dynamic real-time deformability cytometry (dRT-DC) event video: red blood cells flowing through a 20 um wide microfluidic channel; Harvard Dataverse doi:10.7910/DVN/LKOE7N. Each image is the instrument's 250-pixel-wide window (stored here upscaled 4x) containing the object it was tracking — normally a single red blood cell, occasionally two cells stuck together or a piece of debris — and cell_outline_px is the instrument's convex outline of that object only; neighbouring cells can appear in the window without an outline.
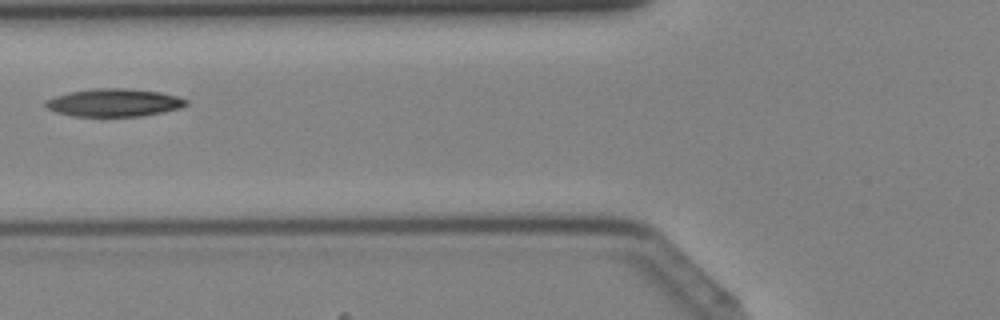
{"species": "Egyptian fruit bat (a non-hibernating species)", "species_latin": "Rousettus aegyptiacus", "temperature_condition": "cold", "stored_images_in_passage": 29, "camera_frame_rate_fps": 3000, "um_per_image_px": 0.085, "animal": {"sex": "female"}, "frame": {"image": 1, "passage_image": 4, "time_ms": 1.0, "image_size_px": [1000, 320], "cell_outline_px": [[188, 104], [180, 108], [140, 116], [72, 116], [56, 112], [44, 108], [44, 100], [68, 92], [92, 88], [128, 88], [160, 92], [176, 96], [188, 100]], "centroid_in_image_um": [9.64, 8.71], "position_along_channel_um": 116.2, "area_um2": 22.89}}
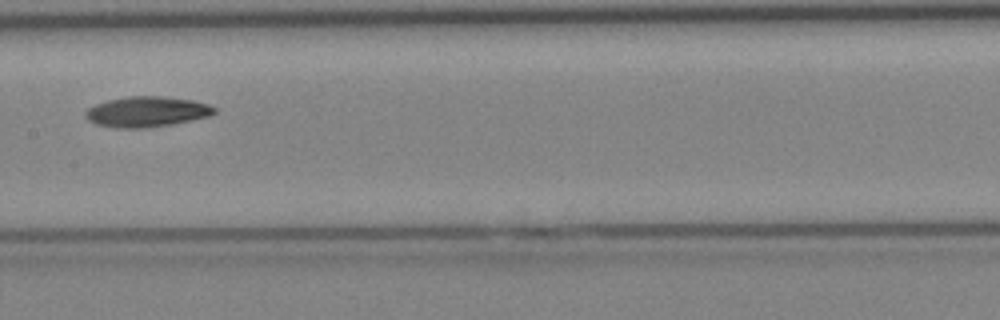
{"frame": {"image": 2, "passage_image": 9, "time_ms": 2.667, "image_size_px": [1000, 320], "cell_outline_px": [[216, 112], [212, 116], [172, 124], [148, 128], [116, 128], [96, 124], [88, 120], [84, 116], [84, 112], [88, 108], [96, 104], [108, 100], [128, 96], [160, 96], [192, 100], [208, 104], [216, 108]], "centroid_in_image_um": [12.48, 9.5], "position_along_channel_um": 194.9, "area_um2": 23.0}}
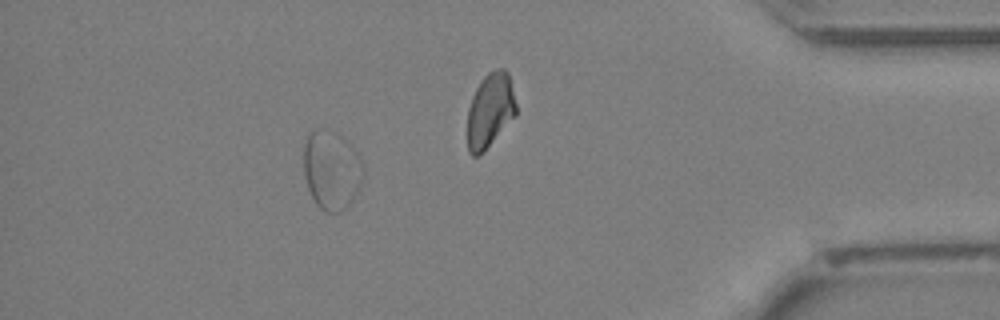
{"frame": {"image": 3, "passage_image": 23, "time_ms": 7.333, "image_size_px": [1000, 320], "cell_outline_px": [[364, 176], [356, 192], [348, 204], [340, 212], [324, 212], [316, 204], [308, 188], [304, 176], [304, 144], [308, 132], [316, 128], [364, 168]], "centroid_in_image_um": [28.05, 14.69], "position_along_channel_um": 407.2, "area_um2": 24.39}}